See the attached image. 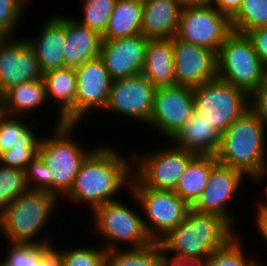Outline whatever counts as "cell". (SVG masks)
<instances>
[{"label": "cell", "mask_w": 267, "mask_h": 266, "mask_svg": "<svg viewBox=\"0 0 267 266\" xmlns=\"http://www.w3.org/2000/svg\"><path fill=\"white\" fill-rule=\"evenodd\" d=\"M25 175L29 190H46L52 193V176L39 155L27 165Z\"/></svg>", "instance_id": "cell-37"}, {"label": "cell", "mask_w": 267, "mask_h": 266, "mask_svg": "<svg viewBox=\"0 0 267 266\" xmlns=\"http://www.w3.org/2000/svg\"><path fill=\"white\" fill-rule=\"evenodd\" d=\"M142 0H116L102 39H120L141 34Z\"/></svg>", "instance_id": "cell-27"}, {"label": "cell", "mask_w": 267, "mask_h": 266, "mask_svg": "<svg viewBox=\"0 0 267 266\" xmlns=\"http://www.w3.org/2000/svg\"><path fill=\"white\" fill-rule=\"evenodd\" d=\"M245 176L240 170L218 163L211 170L207 186L191 208L200 213L218 215L233 226L236 218L232 215L233 212H229L227 203L238 192Z\"/></svg>", "instance_id": "cell-17"}, {"label": "cell", "mask_w": 267, "mask_h": 266, "mask_svg": "<svg viewBox=\"0 0 267 266\" xmlns=\"http://www.w3.org/2000/svg\"><path fill=\"white\" fill-rule=\"evenodd\" d=\"M232 31L245 34L259 27H267V0H243L231 18Z\"/></svg>", "instance_id": "cell-30"}, {"label": "cell", "mask_w": 267, "mask_h": 266, "mask_svg": "<svg viewBox=\"0 0 267 266\" xmlns=\"http://www.w3.org/2000/svg\"><path fill=\"white\" fill-rule=\"evenodd\" d=\"M188 6H213L214 0H182Z\"/></svg>", "instance_id": "cell-45"}, {"label": "cell", "mask_w": 267, "mask_h": 266, "mask_svg": "<svg viewBox=\"0 0 267 266\" xmlns=\"http://www.w3.org/2000/svg\"><path fill=\"white\" fill-rule=\"evenodd\" d=\"M243 0H214L213 7L230 19L238 12Z\"/></svg>", "instance_id": "cell-41"}, {"label": "cell", "mask_w": 267, "mask_h": 266, "mask_svg": "<svg viewBox=\"0 0 267 266\" xmlns=\"http://www.w3.org/2000/svg\"><path fill=\"white\" fill-rule=\"evenodd\" d=\"M244 249L243 242L234 236L225 246L214 251L207 259V266H266L253 256L247 257Z\"/></svg>", "instance_id": "cell-32"}, {"label": "cell", "mask_w": 267, "mask_h": 266, "mask_svg": "<svg viewBox=\"0 0 267 266\" xmlns=\"http://www.w3.org/2000/svg\"><path fill=\"white\" fill-rule=\"evenodd\" d=\"M102 36L75 18L65 16L64 67L76 68L87 60L99 56Z\"/></svg>", "instance_id": "cell-22"}, {"label": "cell", "mask_w": 267, "mask_h": 266, "mask_svg": "<svg viewBox=\"0 0 267 266\" xmlns=\"http://www.w3.org/2000/svg\"><path fill=\"white\" fill-rule=\"evenodd\" d=\"M62 266H106L107 251L103 246L60 250Z\"/></svg>", "instance_id": "cell-35"}, {"label": "cell", "mask_w": 267, "mask_h": 266, "mask_svg": "<svg viewBox=\"0 0 267 266\" xmlns=\"http://www.w3.org/2000/svg\"><path fill=\"white\" fill-rule=\"evenodd\" d=\"M245 34L250 39L262 65L267 69V27H259Z\"/></svg>", "instance_id": "cell-40"}, {"label": "cell", "mask_w": 267, "mask_h": 266, "mask_svg": "<svg viewBox=\"0 0 267 266\" xmlns=\"http://www.w3.org/2000/svg\"><path fill=\"white\" fill-rule=\"evenodd\" d=\"M233 227L218 215L200 213L191 208L186 218L158 243L165 254L174 253L172 257L207 260L215 250L237 235Z\"/></svg>", "instance_id": "cell-3"}, {"label": "cell", "mask_w": 267, "mask_h": 266, "mask_svg": "<svg viewBox=\"0 0 267 266\" xmlns=\"http://www.w3.org/2000/svg\"><path fill=\"white\" fill-rule=\"evenodd\" d=\"M217 164L215 155H196L189 162L173 191L192 206L207 186L209 174Z\"/></svg>", "instance_id": "cell-26"}, {"label": "cell", "mask_w": 267, "mask_h": 266, "mask_svg": "<svg viewBox=\"0 0 267 266\" xmlns=\"http://www.w3.org/2000/svg\"><path fill=\"white\" fill-rule=\"evenodd\" d=\"M196 154L175 145L152 153L132 154V177L145 188L174 190L189 162Z\"/></svg>", "instance_id": "cell-9"}, {"label": "cell", "mask_w": 267, "mask_h": 266, "mask_svg": "<svg viewBox=\"0 0 267 266\" xmlns=\"http://www.w3.org/2000/svg\"><path fill=\"white\" fill-rule=\"evenodd\" d=\"M57 202L58 197L46 190H28L9 203L0 211V231L7 242L52 244L50 237L34 238L49 223Z\"/></svg>", "instance_id": "cell-4"}, {"label": "cell", "mask_w": 267, "mask_h": 266, "mask_svg": "<svg viewBox=\"0 0 267 266\" xmlns=\"http://www.w3.org/2000/svg\"><path fill=\"white\" fill-rule=\"evenodd\" d=\"M48 101L55 102L60 109L55 124H76L77 76L75 68L63 67L47 71L42 76ZM51 98V99H50Z\"/></svg>", "instance_id": "cell-21"}, {"label": "cell", "mask_w": 267, "mask_h": 266, "mask_svg": "<svg viewBox=\"0 0 267 266\" xmlns=\"http://www.w3.org/2000/svg\"><path fill=\"white\" fill-rule=\"evenodd\" d=\"M46 101L48 99L43 78L23 82L10 87L0 96V111L8 115L26 117L27 113L39 110Z\"/></svg>", "instance_id": "cell-25"}, {"label": "cell", "mask_w": 267, "mask_h": 266, "mask_svg": "<svg viewBox=\"0 0 267 266\" xmlns=\"http://www.w3.org/2000/svg\"><path fill=\"white\" fill-rule=\"evenodd\" d=\"M176 85L198 87L217 78L216 53L172 38Z\"/></svg>", "instance_id": "cell-14"}, {"label": "cell", "mask_w": 267, "mask_h": 266, "mask_svg": "<svg viewBox=\"0 0 267 266\" xmlns=\"http://www.w3.org/2000/svg\"><path fill=\"white\" fill-rule=\"evenodd\" d=\"M12 39L3 37L0 41V96L14 85L37 81L43 76L26 38Z\"/></svg>", "instance_id": "cell-15"}, {"label": "cell", "mask_w": 267, "mask_h": 266, "mask_svg": "<svg viewBox=\"0 0 267 266\" xmlns=\"http://www.w3.org/2000/svg\"><path fill=\"white\" fill-rule=\"evenodd\" d=\"M38 38H27L34 50L42 74L47 71L63 68V48L65 46V15L51 16L40 31Z\"/></svg>", "instance_id": "cell-19"}, {"label": "cell", "mask_w": 267, "mask_h": 266, "mask_svg": "<svg viewBox=\"0 0 267 266\" xmlns=\"http://www.w3.org/2000/svg\"><path fill=\"white\" fill-rule=\"evenodd\" d=\"M250 109L267 126V77L249 96Z\"/></svg>", "instance_id": "cell-39"}, {"label": "cell", "mask_w": 267, "mask_h": 266, "mask_svg": "<svg viewBox=\"0 0 267 266\" xmlns=\"http://www.w3.org/2000/svg\"><path fill=\"white\" fill-rule=\"evenodd\" d=\"M143 18L141 34L148 39L176 37L182 0H142Z\"/></svg>", "instance_id": "cell-20"}, {"label": "cell", "mask_w": 267, "mask_h": 266, "mask_svg": "<svg viewBox=\"0 0 267 266\" xmlns=\"http://www.w3.org/2000/svg\"><path fill=\"white\" fill-rule=\"evenodd\" d=\"M148 40L142 34L102 40L99 57L112 80L142 74Z\"/></svg>", "instance_id": "cell-16"}, {"label": "cell", "mask_w": 267, "mask_h": 266, "mask_svg": "<svg viewBox=\"0 0 267 266\" xmlns=\"http://www.w3.org/2000/svg\"><path fill=\"white\" fill-rule=\"evenodd\" d=\"M82 3L83 15L81 19L75 20L103 37L116 0H83Z\"/></svg>", "instance_id": "cell-31"}, {"label": "cell", "mask_w": 267, "mask_h": 266, "mask_svg": "<svg viewBox=\"0 0 267 266\" xmlns=\"http://www.w3.org/2000/svg\"><path fill=\"white\" fill-rule=\"evenodd\" d=\"M39 147H15L1 154L0 165L25 170L38 155Z\"/></svg>", "instance_id": "cell-38"}, {"label": "cell", "mask_w": 267, "mask_h": 266, "mask_svg": "<svg viewBox=\"0 0 267 266\" xmlns=\"http://www.w3.org/2000/svg\"><path fill=\"white\" fill-rule=\"evenodd\" d=\"M193 113V88L181 85L157 87L148 126H153L169 140Z\"/></svg>", "instance_id": "cell-12"}, {"label": "cell", "mask_w": 267, "mask_h": 266, "mask_svg": "<svg viewBox=\"0 0 267 266\" xmlns=\"http://www.w3.org/2000/svg\"><path fill=\"white\" fill-rule=\"evenodd\" d=\"M33 266H62L60 251L52 245Z\"/></svg>", "instance_id": "cell-43"}, {"label": "cell", "mask_w": 267, "mask_h": 266, "mask_svg": "<svg viewBox=\"0 0 267 266\" xmlns=\"http://www.w3.org/2000/svg\"><path fill=\"white\" fill-rule=\"evenodd\" d=\"M156 87L142 74L112 80L104 111L149 123Z\"/></svg>", "instance_id": "cell-13"}, {"label": "cell", "mask_w": 267, "mask_h": 266, "mask_svg": "<svg viewBox=\"0 0 267 266\" xmlns=\"http://www.w3.org/2000/svg\"><path fill=\"white\" fill-rule=\"evenodd\" d=\"M108 145L95 147L85 158L73 186L64 196L76 204L85 202L91 212L106 202L118 200L114 196L123 187L127 186L125 188L129 191L132 155L131 158L121 157L117 148Z\"/></svg>", "instance_id": "cell-1"}, {"label": "cell", "mask_w": 267, "mask_h": 266, "mask_svg": "<svg viewBox=\"0 0 267 266\" xmlns=\"http://www.w3.org/2000/svg\"><path fill=\"white\" fill-rule=\"evenodd\" d=\"M216 58L217 78L249 96L267 77V69L246 34L232 31L219 48Z\"/></svg>", "instance_id": "cell-6"}, {"label": "cell", "mask_w": 267, "mask_h": 266, "mask_svg": "<svg viewBox=\"0 0 267 266\" xmlns=\"http://www.w3.org/2000/svg\"><path fill=\"white\" fill-rule=\"evenodd\" d=\"M77 76L76 124L89 111L105 109L112 79L98 56L75 68Z\"/></svg>", "instance_id": "cell-18"}, {"label": "cell", "mask_w": 267, "mask_h": 266, "mask_svg": "<svg viewBox=\"0 0 267 266\" xmlns=\"http://www.w3.org/2000/svg\"><path fill=\"white\" fill-rule=\"evenodd\" d=\"M255 220V225H257L256 228L265 239L264 241L267 242V213H256Z\"/></svg>", "instance_id": "cell-44"}, {"label": "cell", "mask_w": 267, "mask_h": 266, "mask_svg": "<svg viewBox=\"0 0 267 266\" xmlns=\"http://www.w3.org/2000/svg\"><path fill=\"white\" fill-rule=\"evenodd\" d=\"M129 188V194H132L144 211V227L153 242H158L171 229L177 227L191 209L173 190L145 188L133 177Z\"/></svg>", "instance_id": "cell-8"}, {"label": "cell", "mask_w": 267, "mask_h": 266, "mask_svg": "<svg viewBox=\"0 0 267 266\" xmlns=\"http://www.w3.org/2000/svg\"><path fill=\"white\" fill-rule=\"evenodd\" d=\"M142 75L156 88L176 85L172 38L148 40Z\"/></svg>", "instance_id": "cell-24"}, {"label": "cell", "mask_w": 267, "mask_h": 266, "mask_svg": "<svg viewBox=\"0 0 267 266\" xmlns=\"http://www.w3.org/2000/svg\"><path fill=\"white\" fill-rule=\"evenodd\" d=\"M231 32V19L213 6L183 5L176 38L217 54Z\"/></svg>", "instance_id": "cell-11"}, {"label": "cell", "mask_w": 267, "mask_h": 266, "mask_svg": "<svg viewBox=\"0 0 267 266\" xmlns=\"http://www.w3.org/2000/svg\"><path fill=\"white\" fill-rule=\"evenodd\" d=\"M108 251L106 266H162L163 250L158 242L140 248Z\"/></svg>", "instance_id": "cell-29"}, {"label": "cell", "mask_w": 267, "mask_h": 266, "mask_svg": "<svg viewBox=\"0 0 267 266\" xmlns=\"http://www.w3.org/2000/svg\"><path fill=\"white\" fill-rule=\"evenodd\" d=\"M10 249L4 260L0 261V266H33L38 264L42 255L52 246V244L7 242Z\"/></svg>", "instance_id": "cell-34"}, {"label": "cell", "mask_w": 267, "mask_h": 266, "mask_svg": "<svg viewBox=\"0 0 267 266\" xmlns=\"http://www.w3.org/2000/svg\"><path fill=\"white\" fill-rule=\"evenodd\" d=\"M162 266H207V260L178 259L163 252Z\"/></svg>", "instance_id": "cell-42"}, {"label": "cell", "mask_w": 267, "mask_h": 266, "mask_svg": "<svg viewBox=\"0 0 267 266\" xmlns=\"http://www.w3.org/2000/svg\"><path fill=\"white\" fill-rule=\"evenodd\" d=\"M266 130L249 108L221 135L215 154L218 163L240 170L256 184L261 182L267 177Z\"/></svg>", "instance_id": "cell-2"}, {"label": "cell", "mask_w": 267, "mask_h": 266, "mask_svg": "<svg viewBox=\"0 0 267 266\" xmlns=\"http://www.w3.org/2000/svg\"><path fill=\"white\" fill-rule=\"evenodd\" d=\"M221 134L201 114L194 112L169 139L172 145L196 155H215Z\"/></svg>", "instance_id": "cell-23"}, {"label": "cell", "mask_w": 267, "mask_h": 266, "mask_svg": "<svg viewBox=\"0 0 267 266\" xmlns=\"http://www.w3.org/2000/svg\"><path fill=\"white\" fill-rule=\"evenodd\" d=\"M266 192H267V186H266ZM267 195V193H266ZM258 207H257V213H267V201L264 202L263 200L258 202Z\"/></svg>", "instance_id": "cell-46"}, {"label": "cell", "mask_w": 267, "mask_h": 266, "mask_svg": "<svg viewBox=\"0 0 267 266\" xmlns=\"http://www.w3.org/2000/svg\"><path fill=\"white\" fill-rule=\"evenodd\" d=\"M28 190L25 170L0 165V211Z\"/></svg>", "instance_id": "cell-33"}, {"label": "cell", "mask_w": 267, "mask_h": 266, "mask_svg": "<svg viewBox=\"0 0 267 266\" xmlns=\"http://www.w3.org/2000/svg\"><path fill=\"white\" fill-rule=\"evenodd\" d=\"M194 112L222 135L249 108V95L216 78L193 88Z\"/></svg>", "instance_id": "cell-7"}, {"label": "cell", "mask_w": 267, "mask_h": 266, "mask_svg": "<svg viewBox=\"0 0 267 266\" xmlns=\"http://www.w3.org/2000/svg\"><path fill=\"white\" fill-rule=\"evenodd\" d=\"M75 126L78 127L71 123L55 126L51 137H42L38 149L52 176V193L58 198H64L70 191L83 161L95 149L85 150L71 138Z\"/></svg>", "instance_id": "cell-5"}, {"label": "cell", "mask_w": 267, "mask_h": 266, "mask_svg": "<svg viewBox=\"0 0 267 266\" xmlns=\"http://www.w3.org/2000/svg\"><path fill=\"white\" fill-rule=\"evenodd\" d=\"M20 116L8 115L0 111V152L1 154L15 147H39L41 137L35 128L23 120ZM32 126V128H31ZM37 134V135H36Z\"/></svg>", "instance_id": "cell-28"}, {"label": "cell", "mask_w": 267, "mask_h": 266, "mask_svg": "<svg viewBox=\"0 0 267 266\" xmlns=\"http://www.w3.org/2000/svg\"><path fill=\"white\" fill-rule=\"evenodd\" d=\"M136 212L119 200L106 202L92 212L94 230L105 238L104 243L107 241L103 246L107 252L117 249L118 243H129L128 248H140L153 242L144 227V215Z\"/></svg>", "instance_id": "cell-10"}, {"label": "cell", "mask_w": 267, "mask_h": 266, "mask_svg": "<svg viewBox=\"0 0 267 266\" xmlns=\"http://www.w3.org/2000/svg\"><path fill=\"white\" fill-rule=\"evenodd\" d=\"M28 5L24 0H0V35L11 37ZM26 7V8H25Z\"/></svg>", "instance_id": "cell-36"}]
</instances>
